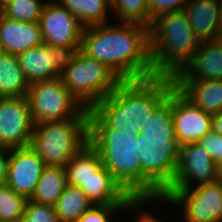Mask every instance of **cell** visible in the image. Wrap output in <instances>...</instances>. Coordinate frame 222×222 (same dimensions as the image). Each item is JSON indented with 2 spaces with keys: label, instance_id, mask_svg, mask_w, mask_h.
<instances>
[{
  "label": "cell",
  "instance_id": "cell-36",
  "mask_svg": "<svg viewBox=\"0 0 222 222\" xmlns=\"http://www.w3.org/2000/svg\"><path fill=\"white\" fill-rule=\"evenodd\" d=\"M216 178L222 182V159L216 162Z\"/></svg>",
  "mask_w": 222,
  "mask_h": 222
},
{
  "label": "cell",
  "instance_id": "cell-37",
  "mask_svg": "<svg viewBox=\"0 0 222 222\" xmlns=\"http://www.w3.org/2000/svg\"><path fill=\"white\" fill-rule=\"evenodd\" d=\"M7 18L6 7L0 3V26L4 23Z\"/></svg>",
  "mask_w": 222,
  "mask_h": 222
},
{
  "label": "cell",
  "instance_id": "cell-28",
  "mask_svg": "<svg viewBox=\"0 0 222 222\" xmlns=\"http://www.w3.org/2000/svg\"><path fill=\"white\" fill-rule=\"evenodd\" d=\"M27 198L7 184L0 186V222H21Z\"/></svg>",
  "mask_w": 222,
  "mask_h": 222
},
{
  "label": "cell",
  "instance_id": "cell-4",
  "mask_svg": "<svg viewBox=\"0 0 222 222\" xmlns=\"http://www.w3.org/2000/svg\"><path fill=\"white\" fill-rule=\"evenodd\" d=\"M149 37L156 76L174 77L191 60L200 44L183 10L155 19L149 28Z\"/></svg>",
  "mask_w": 222,
  "mask_h": 222
},
{
  "label": "cell",
  "instance_id": "cell-15",
  "mask_svg": "<svg viewBox=\"0 0 222 222\" xmlns=\"http://www.w3.org/2000/svg\"><path fill=\"white\" fill-rule=\"evenodd\" d=\"M17 56L20 68L29 84L61 76L65 53L60 49L42 43L19 53Z\"/></svg>",
  "mask_w": 222,
  "mask_h": 222
},
{
  "label": "cell",
  "instance_id": "cell-27",
  "mask_svg": "<svg viewBox=\"0 0 222 222\" xmlns=\"http://www.w3.org/2000/svg\"><path fill=\"white\" fill-rule=\"evenodd\" d=\"M117 22L136 23L149 27L148 0H111Z\"/></svg>",
  "mask_w": 222,
  "mask_h": 222
},
{
  "label": "cell",
  "instance_id": "cell-32",
  "mask_svg": "<svg viewBox=\"0 0 222 222\" xmlns=\"http://www.w3.org/2000/svg\"><path fill=\"white\" fill-rule=\"evenodd\" d=\"M203 147L210 155V157L216 162L222 159V135L211 131L207 133L197 142Z\"/></svg>",
  "mask_w": 222,
  "mask_h": 222
},
{
  "label": "cell",
  "instance_id": "cell-14",
  "mask_svg": "<svg viewBox=\"0 0 222 222\" xmlns=\"http://www.w3.org/2000/svg\"><path fill=\"white\" fill-rule=\"evenodd\" d=\"M45 167L44 161L31 146L10 149L5 184L29 199Z\"/></svg>",
  "mask_w": 222,
  "mask_h": 222
},
{
  "label": "cell",
  "instance_id": "cell-31",
  "mask_svg": "<svg viewBox=\"0 0 222 222\" xmlns=\"http://www.w3.org/2000/svg\"><path fill=\"white\" fill-rule=\"evenodd\" d=\"M187 0H148L149 28L158 17L183 10Z\"/></svg>",
  "mask_w": 222,
  "mask_h": 222
},
{
  "label": "cell",
  "instance_id": "cell-30",
  "mask_svg": "<svg viewBox=\"0 0 222 222\" xmlns=\"http://www.w3.org/2000/svg\"><path fill=\"white\" fill-rule=\"evenodd\" d=\"M21 222H60L54 206L27 200Z\"/></svg>",
  "mask_w": 222,
  "mask_h": 222
},
{
  "label": "cell",
  "instance_id": "cell-10",
  "mask_svg": "<svg viewBox=\"0 0 222 222\" xmlns=\"http://www.w3.org/2000/svg\"><path fill=\"white\" fill-rule=\"evenodd\" d=\"M43 42L70 54L81 49L84 27L56 0L46 1L39 19Z\"/></svg>",
  "mask_w": 222,
  "mask_h": 222
},
{
  "label": "cell",
  "instance_id": "cell-18",
  "mask_svg": "<svg viewBox=\"0 0 222 222\" xmlns=\"http://www.w3.org/2000/svg\"><path fill=\"white\" fill-rule=\"evenodd\" d=\"M183 11L200 42L220 37V0H187Z\"/></svg>",
  "mask_w": 222,
  "mask_h": 222
},
{
  "label": "cell",
  "instance_id": "cell-3",
  "mask_svg": "<svg viewBox=\"0 0 222 222\" xmlns=\"http://www.w3.org/2000/svg\"><path fill=\"white\" fill-rule=\"evenodd\" d=\"M139 134L141 198H160L174 183L180 152L171 112V91L145 121Z\"/></svg>",
  "mask_w": 222,
  "mask_h": 222
},
{
  "label": "cell",
  "instance_id": "cell-26",
  "mask_svg": "<svg viewBox=\"0 0 222 222\" xmlns=\"http://www.w3.org/2000/svg\"><path fill=\"white\" fill-rule=\"evenodd\" d=\"M154 200L156 198H133L127 205H93L77 222H113L112 215L128 210L130 213L135 212L136 215L137 211L141 212L143 205Z\"/></svg>",
  "mask_w": 222,
  "mask_h": 222
},
{
  "label": "cell",
  "instance_id": "cell-35",
  "mask_svg": "<svg viewBox=\"0 0 222 222\" xmlns=\"http://www.w3.org/2000/svg\"><path fill=\"white\" fill-rule=\"evenodd\" d=\"M212 130L222 135V111L212 115Z\"/></svg>",
  "mask_w": 222,
  "mask_h": 222
},
{
  "label": "cell",
  "instance_id": "cell-2",
  "mask_svg": "<svg viewBox=\"0 0 222 222\" xmlns=\"http://www.w3.org/2000/svg\"><path fill=\"white\" fill-rule=\"evenodd\" d=\"M175 87L171 76L121 81L88 114V128L140 132L154 109Z\"/></svg>",
  "mask_w": 222,
  "mask_h": 222
},
{
  "label": "cell",
  "instance_id": "cell-1",
  "mask_svg": "<svg viewBox=\"0 0 222 222\" xmlns=\"http://www.w3.org/2000/svg\"><path fill=\"white\" fill-rule=\"evenodd\" d=\"M81 50L103 62L121 81L155 77L149 27L136 23H104L86 27Z\"/></svg>",
  "mask_w": 222,
  "mask_h": 222
},
{
  "label": "cell",
  "instance_id": "cell-22",
  "mask_svg": "<svg viewBox=\"0 0 222 222\" xmlns=\"http://www.w3.org/2000/svg\"><path fill=\"white\" fill-rule=\"evenodd\" d=\"M74 14L84 27L108 23L112 11L111 0H56Z\"/></svg>",
  "mask_w": 222,
  "mask_h": 222
},
{
  "label": "cell",
  "instance_id": "cell-20",
  "mask_svg": "<svg viewBox=\"0 0 222 222\" xmlns=\"http://www.w3.org/2000/svg\"><path fill=\"white\" fill-rule=\"evenodd\" d=\"M42 43L39 22H20L6 18L0 26V44L6 53L18 55Z\"/></svg>",
  "mask_w": 222,
  "mask_h": 222
},
{
  "label": "cell",
  "instance_id": "cell-39",
  "mask_svg": "<svg viewBox=\"0 0 222 222\" xmlns=\"http://www.w3.org/2000/svg\"><path fill=\"white\" fill-rule=\"evenodd\" d=\"M13 1H15V0H0V3L6 7L9 4H11Z\"/></svg>",
  "mask_w": 222,
  "mask_h": 222
},
{
  "label": "cell",
  "instance_id": "cell-8",
  "mask_svg": "<svg viewBox=\"0 0 222 222\" xmlns=\"http://www.w3.org/2000/svg\"><path fill=\"white\" fill-rule=\"evenodd\" d=\"M26 97L34 124L88 118L89 110L72 96L61 77L30 84Z\"/></svg>",
  "mask_w": 222,
  "mask_h": 222
},
{
  "label": "cell",
  "instance_id": "cell-24",
  "mask_svg": "<svg viewBox=\"0 0 222 222\" xmlns=\"http://www.w3.org/2000/svg\"><path fill=\"white\" fill-rule=\"evenodd\" d=\"M101 165L100 154L88 143L64 166L67 184L80 187Z\"/></svg>",
  "mask_w": 222,
  "mask_h": 222
},
{
  "label": "cell",
  "instance_id": "cell-5",
  "mask_svg": "<svg viewBox=\"0 0 222 222\" xmlns=\"http://www.w3.org/2000/svg\"><path fill=\"white\" fill-rule=\"evenodd\" d=\"M89 144L100 154L102 164L132 197L141 198L140 134L111 128H88Z\"/></svg>",
  "mask_w": 222,
  "mask_h": 222
},
{
  "label": "cell",
  "instance_id": "cell-11",
  "mask_svg": "<svg viewBox=\"0 0 222 222\" xmlns=\"http://www.w3.org/2000/svg\"><path fill=\"white\" fill-rule=\"evenodd\" d=\"M33 119L26 96L0 98V147H28L33 134Z\"/></svg>",
  "mask_w": 222,
  "mask_h": 222
},
{
  "label": "cell",
  "instance_id": "cell-40",
  "mask_svg": "<svg viewBox=\"0 0 222 222\" xmlns=\"http://www.w3.org/2000/svg\"><path fill=\"white\" fill-rule=\"evenodd\" d=\"M6 54L5 49L0 44V59Z\"/></svg>",
  "mask_w": 222,
  "mask_h": 222
},
{
  "label": "cell",
  "instance_id": "cell-16",
  "mask_svg": "<svg viewBox=\"0 0 222 222\" xmlns=\"http://www.w3.org/2000/svg\"><path fill=\"white\" fill-rule=\"evenodd\" d=\"M174 80L222 79V41H201L198 49Z\"/></svg>",
  "mask_w": 222,
  "mask_h": 222
},
{
  "label": "cell",
  "instance_id": "cell-21",
  "mask_svg": "<svg viewBox=\"0 0 222 222\" xmlns=\"http://www.w3.org/2000/svg\"><path fill=\"white\" fill-rule=\"evenodd\" d=\"M29 85L20 68L18 56L6 53L0 59V98L26 96Z\"/></svg>",
  "mask_w": 222,
  "mask_h": 222
},
{
  "label": "cell",
  "instance_id": "cell-33",
  "mask_svg": "<svg viewBox=\"0 0 222 222\" xmlns=\"http://www.w3.org/2000/svg\"><path fill=\"white\" fill-rule=\"evenodd\" d=\"M10 149L0 147V186L6 183Z\"/></svg>",
  "mask_w": 222,
  "mask_h": 222
},
{
  "label": "cell",
  "instance_id": "cell-9",
  "mask_svg": "<svg viewBox=\"0 0 222 222\" xmlns=\"http://www.w3.org/2000/svg\"><path fill=\"white\" fill-rule=\"evenodd\" d=\"M156 200L183 208L185 222H222V182L194 186L191 189L168 190Z\"/></svg>",
  "mask_w": 222,
  "mask_h": 222
},
{
  "label": "cell",
  "instance_id": "cell-38",
  "mask_svg": "<svg viewBox=\"0 0 222 222\" xmlns=\"http://www.w3.org/2000/svg\"><path fill=\"white\" fill-rule=\"evenodd\" d=\"M219 31H220V36H221L222 35V0H220Z\"/></svg>",
  "mask_w": 222,
  "mask_h": 222
},
{
  "label": "cell",
  "instance_id": "cell-17",
  "mask_svg": "<svg viewBox=\"0 0 222 222\" xmlns=\"http://www.w3.org/2000/svg\"><path fill=\"white\" fill-rule=\"evenodd\" d=\"M79 188L93 205H127L133 199L103 164Z\"/></svg>",
  "mask_w": 222,
  "mask_h": 222
},
{
  "label": "cell",
  "instance_id": "cell-34",
  "mask_svg": "<svg viewBox=\"0 0 222 222\" xmlns=\"http://www.w3.org/2000/svg\"><path fill=\"white\" fill-rule=\"evenodd\" d=\"M144 209H142V214H137V220L135 222H164L162 219L160 220L158 217L154 216L156 214H152L151 211L148 212H143Z\"/></svg>",
  "mask_w": 222,
  "mask_h": 222
},
{
  "label": "cell",
  "instance_id": "cell-23",
  "mask_svg": "<svg viewBox=\"0 0 222 222\" xmlns=\"http://www.w3.org/2000/svg\"><path fill=\"white\" fill-rule=\"evenodd\" d=\"M66 185L67 178L63 166H46L29 199L40 204L54 206L58 198L63 194Z\"/></svg>",
  "mask_w": 222,
  "mask_h": 222
},
{
  "label": "cell",
  "instance_id": "cell-6",
  "mask_svg": "<svg viewBox=\"0 0 222 222\" xmlns=\"http://www.w3.org/2000/svg\"><path fill=\"white\" fill-rule=\"evenodd\" d=\"M60 77L67 90L87 110L121 82L103 62L89 57L81 49L65 54Z\"/></svg>",
  "mask_w": 222,
  "mask_h": 222
},
{
  "label": "cell",
  "instance_id": "cell-7",
  "mask_svg": "<svg viewBox=\"0 0 222 222\" xmlns=\"http://www.w3.org/2000/svg\"><path fill=\"white\" fill-rule=\"evenodd\" d=\"M88 141V118L34 124L31 148L46 166H65Z\"/></svg>",
  "mask_w": 222,
  "mask_h": 222
},
{
  "label": "cell",
  "instance_id": "cell-12",
  "mask_svg": "<svg viewBox=\"0 0 222 222\" xmlns=\"http://www.w3.org/2000/svg\"><path fill=\"white\" fill-rule=\"evenodd\" d=\"M171 112L180 147L197 143L212 131V115L195 106L176 87L171 90Z\"/></svg>",
  "mask_w": 222,
  "mask_h": 222
},
{
  "label": "cell",
  "instance_id": "cell-19",
  "mask_svg": "<svg viewBox=\"0 0 222 222\" xmlns=\"http://www.w3.org/2000/svg\"><path fill=\"white\" fill-rule=\"evenodd\" d=\"M175 87L195 106L214 115L222 111V79L174 80Z\"/></svg>",
  "mask_w": 222,
  "mask_h": 222
},
{
  "label": "cell",
  "instance_id": "cell-29",
  "mask_svg": "<svg viewBox=\"0 0 222 222\" xmlns=\"http://www.w3.org/2000/svg\"><path fill=\"white\" fill-rule=\"evenodd\" d=\"M47 0H15L6 6L7 18L20 22H39Z\"/></svg>",
  "mask_w": 222,
  "mask_h": 222
},
{
  "label": "cell",
  "instance_id": "cell-25",
  "mask_svg": "<svg viewBox=\"0 0 222 222\" xmlns=\"http://www.w3.org/2000/svg\"><path fill=\"white\" fill-rule=\"evenodd\" d=\"M92 206L79 187L67 184L54 208L60 222H77Z\"/></svg>",
  "mask_w": 222,
  "mask_h": 222
},
{
  "label": "cell",
  "instance_id": "cell-13",
  "mask_svg": "<svg viewBox=\"0 0 222 222\" xmlns=\"http://www.w3.org/2000/svg\"><path fill=\"white\" fill-rule=\"evenodd\" d=\"M215 181L216 163L209 153L198 143L181 146L176 178L169 190L191 189Z\"/></svg>",
  "mask_w": 222,
  "mask_h": 222
}]
</instances>
